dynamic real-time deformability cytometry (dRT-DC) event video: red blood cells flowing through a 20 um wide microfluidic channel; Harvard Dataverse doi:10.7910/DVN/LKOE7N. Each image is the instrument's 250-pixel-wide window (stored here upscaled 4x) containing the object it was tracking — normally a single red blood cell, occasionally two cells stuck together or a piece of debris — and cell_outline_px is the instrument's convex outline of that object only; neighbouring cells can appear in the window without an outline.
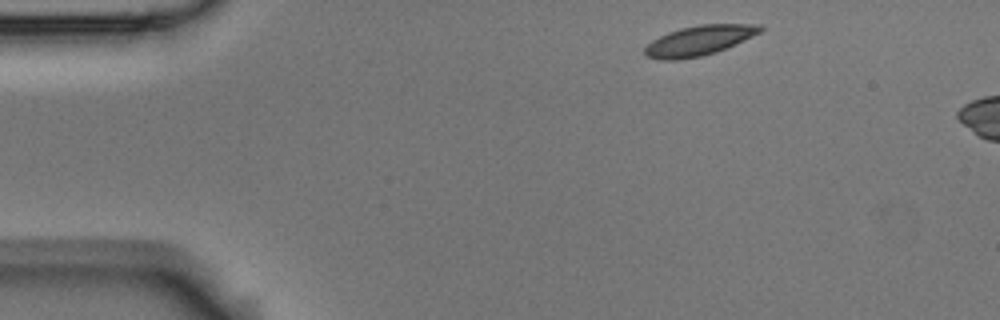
{"species": "Egyptian fruit bat (a non-hibernating species)", "species_latin": "Rousettus aegyptiacus", "temperature_condition": "room temperature", "stored_images_in_passage": 3, "camera_frame_rate_fps": 3000, "um_per_image_px": 0.085, "animal": {"sex": "male"}, "frame": {"image": 1, "passage_image": 1, "time_ms": 0.0, "image_size_px": [1000, 320], "cell_outline_px": [[764, 28], [760, 32], [736, 44], [716, 52], [700, 56], [680, 60], [660, 60], [644, 56], [644, 48], [652, 40], [668, 32], [680, 28], [700, 24], [760, 24]], "centroid_in_image_um": [59.4, 3.45], "position_along_channel_um": 25.6, "area_um2": 20.17}}